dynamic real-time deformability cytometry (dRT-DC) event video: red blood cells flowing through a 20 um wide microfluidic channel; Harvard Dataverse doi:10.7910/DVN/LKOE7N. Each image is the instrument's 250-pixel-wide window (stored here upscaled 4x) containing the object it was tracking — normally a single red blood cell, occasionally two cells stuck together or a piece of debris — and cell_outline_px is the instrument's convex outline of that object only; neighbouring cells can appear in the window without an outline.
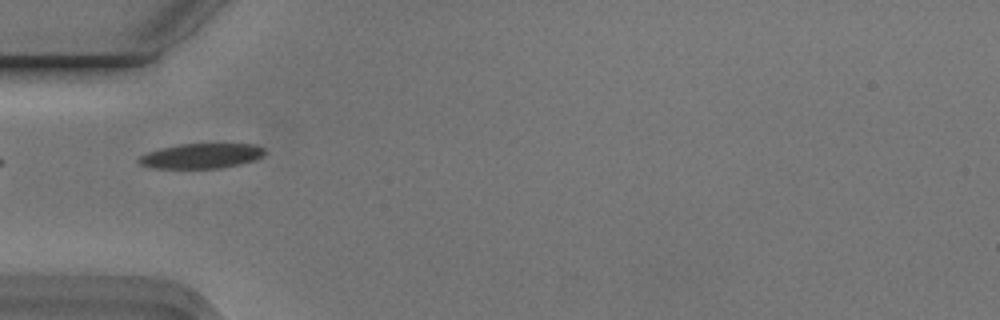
{"species": "Egyptian fruit bat (a non-hibernating species)", "species_latin": "Rousettus aegyptiacus", "temperature_condition": "cold", "stored_images_in_passage": 3, "segment_of_instrument_passage": [2, 2], "camera_frame_rate_fps": 3000, "um_per_image_px": 0.085, "animal": {"sex": "male"}, "frame": {"image": 1, "passage_image": 3, "time_ms": 0.667, "image_size_px": [1000, 320], "cell_outline_px": [[264, 152], [256, 160], [240, 164], [220, 168], [152, 168], [140, 164], [136, 160], [140, 156], [148, 152], [160, 148], [180, 144], [252, 144], [264, 148]], "centroid_in_image_um": [17.08, 13.25], "position_along_channel_um": 67.9, "area_um2": 18.21}}